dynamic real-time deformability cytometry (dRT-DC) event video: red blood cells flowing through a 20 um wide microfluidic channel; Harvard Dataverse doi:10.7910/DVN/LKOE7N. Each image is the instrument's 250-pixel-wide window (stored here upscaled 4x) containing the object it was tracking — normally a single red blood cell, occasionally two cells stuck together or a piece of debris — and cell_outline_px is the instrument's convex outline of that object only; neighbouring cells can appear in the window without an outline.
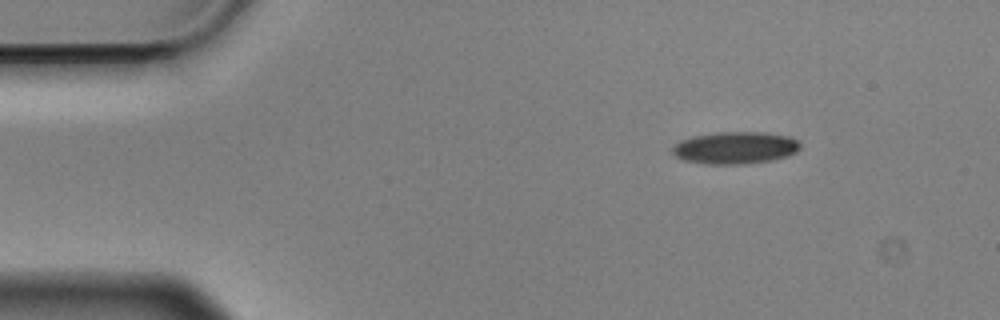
{"species": "Egyptian fruit bat (a non-hibernating species)", "species_latin": "Rousettus aegyptiacus", "temperature_condition": "cold", "stored_images_in_passage": 49, "camera_frame_rate_fps": 3000, "um_per_image_px": 0.085, "animal": {"sex": "male"}, "frame": {"image": 1, "passage_image": 1, "time_ms": 0.0, "image_size_px": [1000, 320], "cell_outline_px": [[800, 148], [796, 152], [788, 156], [772, 160], [744, 164], [704, 164], [684, 160], [676, 156], [672, 152], [672, 148], [680, 140], [692, 136], [716, 132], [764, 132], [788, 136], [796, 140], [800, 144]], "centroid_in_image_um": [62.49, 12.56], "position_along_channel_um": 22.5, "area_um2": 24.04}}
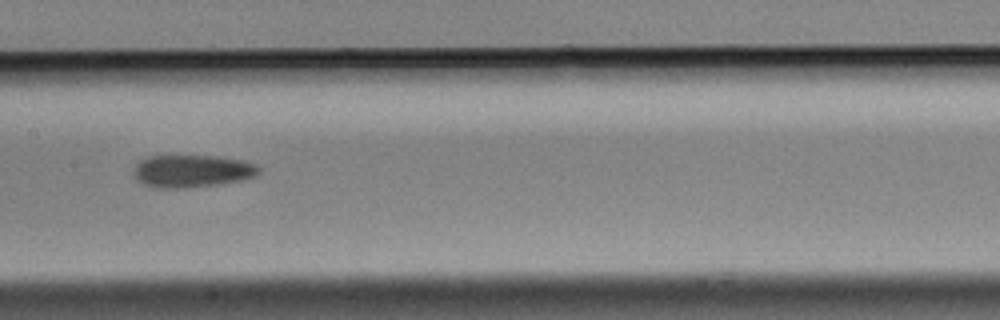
{"frame": {"image": 2, "passage_image": 21, "time_ms": 6.667, "image_size_px": [1000, 320], "cell_outline_px": [[260, 172], [256, 176], [240, 180], [220, 184], [184, 188], [156, 188], [144, 184], [136, 180], [132, 176], [132, 168], [140, 160], [148, 156], [176, 152], [220, 156], [244, 160], [256, 164], [260, 168]], "centroid_in_image_um": [16.26, 14.48], "position_along_channel_um": 191.1, "area_um2": 25.14}}
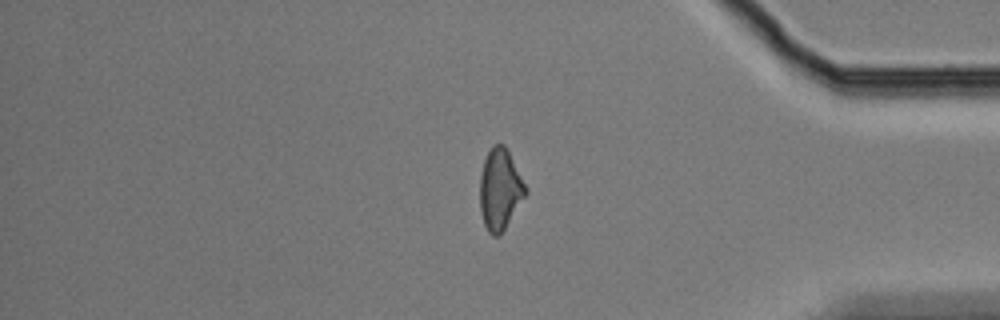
{"frame": {"image": 3, "passage_image": 40, "time_ms": 13.0, "image_size_px": [1000, 320], "cell_outline_px": [[528, 192], [500, 236], [492, 236], [488, 232], [484, 224], [480, 208], [480, 176], [484, 160], [492, 144], [504, 144], [528, 188]], "centroid_in_image_um": [42.51, 16.11], "position_along_channel_um": 392.7, "area_um2": 21.62}, "authors_computed_cell_mechanics": {"area_um2": 23.0044, "velocity_mm_per_s": 3.5877, "shape_relaxation_time_tau1_ms": 6.4542, "shape_relaxation_time_tau2_ms": 9.1851, "deformation_change_tau1": 0.1243, "deformation_change_tau2": 0.1942}}